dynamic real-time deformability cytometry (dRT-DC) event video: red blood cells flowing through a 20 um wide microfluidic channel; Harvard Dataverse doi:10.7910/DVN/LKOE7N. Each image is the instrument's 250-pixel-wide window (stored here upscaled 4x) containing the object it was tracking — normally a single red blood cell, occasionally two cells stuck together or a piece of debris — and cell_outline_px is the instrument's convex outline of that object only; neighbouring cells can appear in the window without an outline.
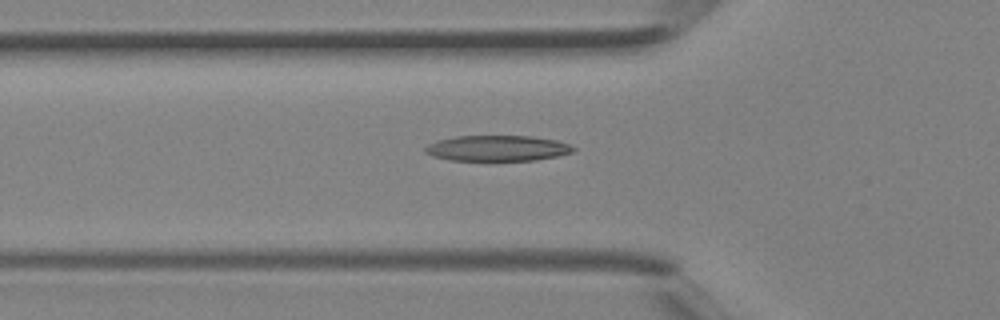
{"species": "Egyptian fruit bat (a non-hibernating species)", "species_latin": "Rousettus aegyptiacus", "temperature_condition": "room temperature", "stored_images_in_passage": 38, "camera_frame_rate_fps": 3000, "um_per_image_px": 0.085, "animal": {"sex": "female"}, "frame": {"image": 1, "passage_image": 13, "time_ms": 4.0, "image_size_px": [1000, 320], "cell_outline_px": [[576, 148], [572, 152], [556, 156], [536, 160], [448, 160], [432, 156], [424, 152], [424, 148], [428, 144], [436, 140], [456, 136], [532, 136], [556, 140], [568, 144]], "centroid_in_image_um": [42.23, 12.59], "position_along_channel_um": 83.6, "area_um2": 22.14}}
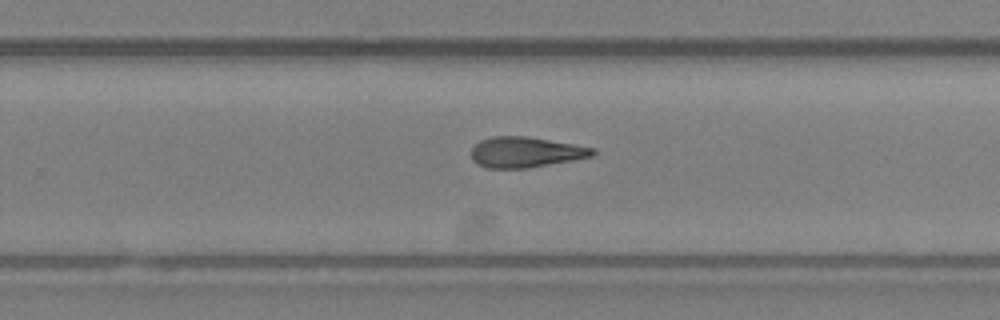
{"frame": {"image": 2, "passage_image": 25, "time_ms": 8.0, "image_size_px": [1000, 320], "cell_outline_px": [[596, 152], [592, 156], [572, 160], [528, 168], [488, 168], [476, 164], [472, 160], [472, 148], [480, 140], [492, 136], [528, 136], [596, 148]], "centroid_in_image_um": [44.66, 12.93], "position_along_channel_um": 285.1, "area_um2": 21.62}}
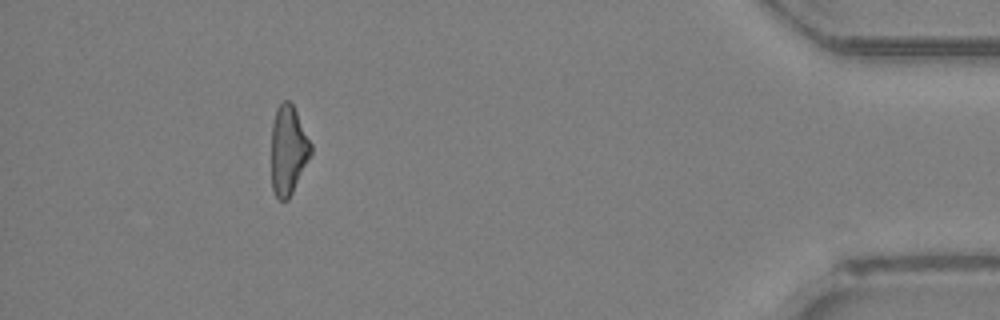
{"frame": {"image": 3, "passage_image": 36, "time_ms": 11.667, "image_size_px": [1000, 320], "cell_outline_px": [[312, 152], [288, 200], [280, 200], [276, 196], [272, 188], [272, 124], [276, 108], [284, 100], [288, 100], [292, 104], [312, 144]], "centroid_in_image_um": [24.49, 12.75], "position_along_channel_um": 410.7, "area_um2": 20.23}}